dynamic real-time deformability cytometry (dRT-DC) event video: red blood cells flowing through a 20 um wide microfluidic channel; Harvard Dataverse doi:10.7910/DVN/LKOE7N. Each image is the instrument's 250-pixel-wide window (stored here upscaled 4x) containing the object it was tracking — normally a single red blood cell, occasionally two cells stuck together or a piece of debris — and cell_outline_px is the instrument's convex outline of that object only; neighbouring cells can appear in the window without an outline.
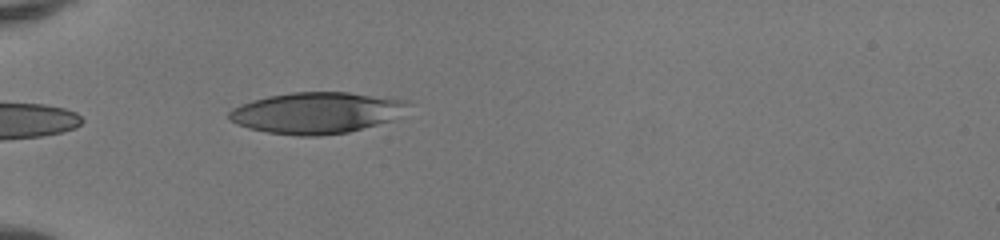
{"species": "human", "species_latin": "Homo sapiens", "temperature_condition": "room temperature", "stored_images_in_passage": 5, "camera_frame_rate_fps": 3000, "um_per_image_px": 0.085, "donor": {"sex": "female"}, "frame": {"image": 1, "passage_image": 1, "time_ms": 0.0, "image_size_px": [1000, 240], "cell_outline_px": [[412, 104], [396, 120], [348, 132], [320, 136], [300, 136], [268, 132], [248, 128], [236, 124], [228, 120], [228, 112], [232, 108], [252, 100], [268, 96], [292, 92], [348, 92], [392, 96], [412, 100]], "centroid_in_image_um": [27.02, 9.57], "position_along_channel_um": 58.0, "area_um2": 44.04}}
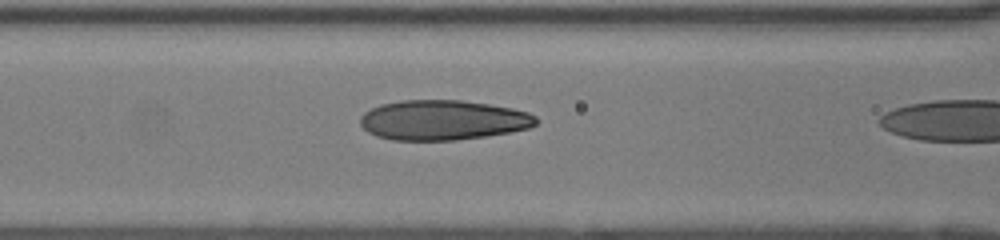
{"frame": {"image": 2, "passage_image": 4, "time_ms": 1.0, "image_size_px": [1000, 240], "cell_outline_px": [[536, 124], [528, 128], [508, 132], [484, 136], [456, 140], [392, 140], [376, 136], [368, 132], [360, 124], [360, 116], [364, 112], [380, 104], [400, 100], [460, 100], [488, 104], [512, 108], [528, 112], [536, 116]], "centroid_in_image_um": [37.61, 10.2], "position_along_channel_um": 129.0, "area_um2": 40.86}}